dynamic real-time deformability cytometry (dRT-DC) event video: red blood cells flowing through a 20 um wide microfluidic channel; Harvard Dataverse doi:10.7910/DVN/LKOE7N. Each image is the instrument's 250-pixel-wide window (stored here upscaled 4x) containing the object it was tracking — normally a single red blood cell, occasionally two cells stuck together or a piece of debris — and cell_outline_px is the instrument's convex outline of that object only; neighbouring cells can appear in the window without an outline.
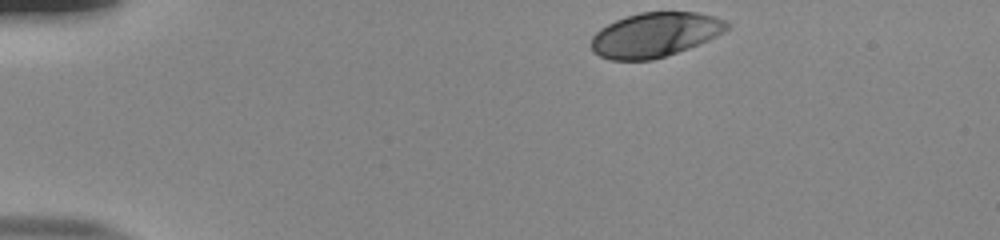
{"species": "human", "species_latin": "Homo sapiens", "temperature_condition": "room temperature", "stored_images_in_passage": 38, "camera_frame_rate_fps": 3000, "um_per_image_px": 0.085, "donor": {"sex": "male"}, "frame": {"image": 1, "passage_image": 1, "time_ms": 0.0, "image_size_px": [1000, 240], "cell_outline_px": [[732, 24], [724, 32], [708, 40], [688, 48], [652, 60], [612, 60], [600, 56], [592, 52], [592, 36], [600, 28], [616, 20], [640, 12], [696, 12], [712, 16], [724, 20]], "centroid_in_image_um": [55.67, 2.95], "position_along_channel_um": 29.3, "area_um2": 34.97}}
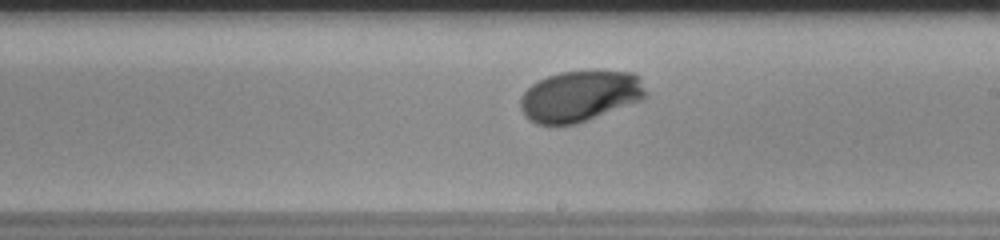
{"frame": {"image": 2, "passage_image": 24, "time_ms": 7.667, "image_size_px": [1000, 240], "cell_outline_px": [[648, 96], [640, 100], [576, 124], [536, 124], [528, 120], [524, 116], [520, 108], [520, 96], [532, 84], [548, 76], [560, 72], [632, 72], [636, 76], [648, 92]], "centroid_in_image_um": [49.24, 8.19], "position_along_channel_um": 239.8, "area_um2": 36.65}}
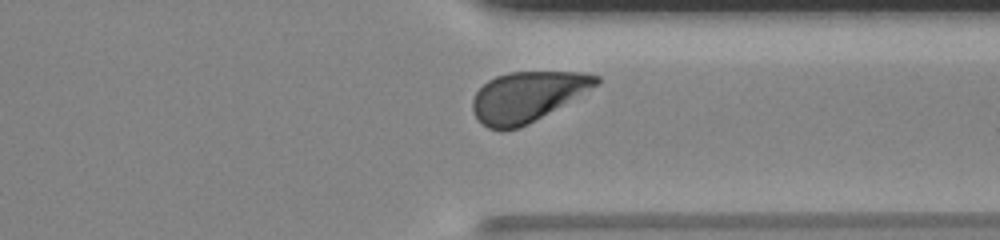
{"frame": {"image": 3, "passage_image": 34, "time_ms": 11.0, "image_size_px": [1000, 240], "cell_outline_px": [[600, 80], [596, 84], [528, 124], [520, 128], [504, 132], [500, 132], [488, 128], [480, 124], [472, 108], [472, 100], [476, 92], [488, 80], [496, 76], [508, 72], [584, 72], [600, 76]], "centroid_in_image_um": [44.72, 8.23], "position_along_channel_um": 366.7, "area_um2": 35.6}, "authors_computed_cell_mechanics": {"area_um2": 36.3273, "velocity_mm_per_s": 3.7896, "shape_relaxation_time_tau1_ms": 2.0068, "shape_relaxation_time_tau2_ms": null, "deformation_change_tau1": 0.1297, "deformation_change_tau2": null}}